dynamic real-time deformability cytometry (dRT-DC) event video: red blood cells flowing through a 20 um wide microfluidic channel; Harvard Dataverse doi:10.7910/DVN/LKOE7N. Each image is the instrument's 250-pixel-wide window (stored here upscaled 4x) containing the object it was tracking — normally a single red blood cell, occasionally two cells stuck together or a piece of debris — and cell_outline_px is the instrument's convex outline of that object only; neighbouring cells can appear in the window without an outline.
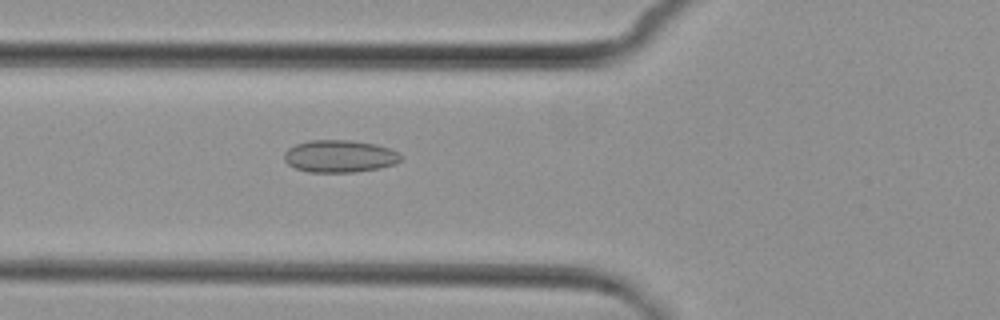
{"species": "common noctule bat (a hibernating species)", "species_latin": "Nyctalus noctula", "temperature_condition": "cold", "stored_images_in_passage": 5, "camera_frame_rate_fps": 3000, "um_per_image_px": 0.085, "animal": {"sex": "female", "body_mass_g": 29.2, "forearm_length_mm": 56.3}, "frame": {"image": 1, "passage_image": 5, "time_ms": 7.333, "image_size_px": [1000, 320], "cell_outline_px": [[400, 160], [396, 164], [380, 168], [352, 172], [308, 172], [296, 168], [288, 164], [284, 160], [284, 152], [288, 148], [296, 144], [308, 140], [352, 140], [376, 144], [400, 152]], "centroid_in_image_um": [28.86, 13.27], "position_along_channel_um": 96.9, "area_um2": 22.08}}